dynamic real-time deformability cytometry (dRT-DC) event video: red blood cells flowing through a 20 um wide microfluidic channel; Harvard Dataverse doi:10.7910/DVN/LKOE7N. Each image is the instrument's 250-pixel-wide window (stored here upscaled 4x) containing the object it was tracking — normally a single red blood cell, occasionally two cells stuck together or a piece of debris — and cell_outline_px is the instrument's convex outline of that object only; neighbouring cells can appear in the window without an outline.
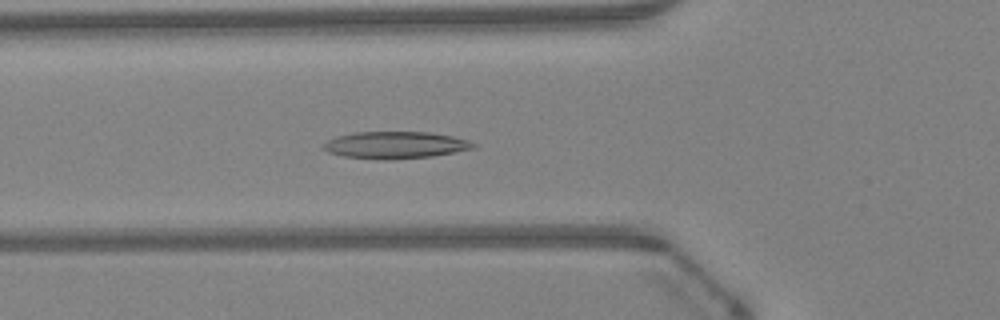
{"species": "Egyptian fruit bat (a non-hibernating species)", "species_latin": "Rousettus aegyptiacus", "temperature_condition": "warm", "stored_images_in_passage": 39, "camera_frame_rate_fps": 3000, "um_per_image_px": 0.085, "animal": {"sex": "female"}, "frame": {"image": 1, "passage_image": 9, "time_ms": 2.667, "image_size_px": [1000, 320], "cell_outline_px": [[476, 148], [432, 156], [388, 160], [380, 160], [344, 156], [328, 152], [320, 148], [328, 140], [336, 136], [356, 132], [428, 132], [452, 136], [468, 140], [476, 144]], "centroid_in_image_um": [33.59, 12.33], "position_along_channel_um": 92.2, "area_um2": 23.64}}
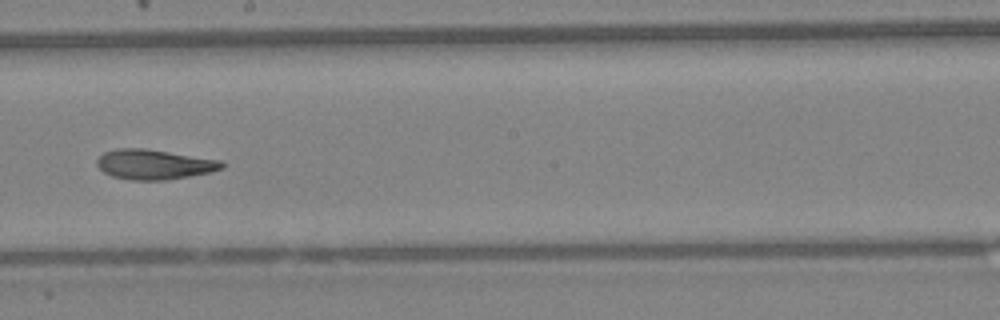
{"frame": {"image": 2, "passage_image": 19, "time_ms": 6.0, "image_size_px": [1000, 320], "cell_outline_px": [[224, 168], [212, 172], [164, 180], [132, 180], [112, 176], [104, 172], [96, 164], [96, 160], [104, 152], [116, 148], [144, 148], [224, 160]], "centroid_in_image_um": [13.13, 13.96], "position_along_channel_um": 235.1, "area_um2": 21.91}}
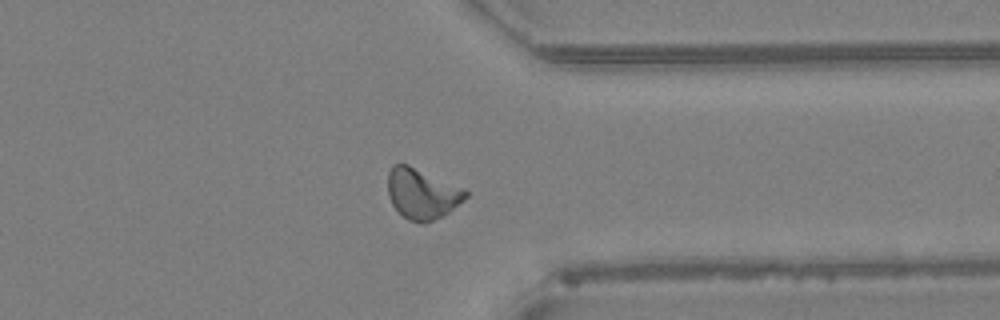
{"frame": {"image": 3, "passage_image": 29, "time_ms": 9.333, "image_size_px": [1000, 320], "cell_outline_px": [[468, 196], [464, 200], [448, 212], [424, 224], [408, 220], [392, 204], [388, 196], [388, 172], [392, 164], [408, 164], [464, 188], [468, 192]], "centroid_in_image_um": [35.86, 16.45], "position_along_channel_um": 375.5, "area_um2": 22.77}, "authors_computed_cell_mechanics": {"area_um2": 22.0218, "velocity_mm_per_s": 4.2952, "shape_relaxation_time_tau1_ms": null, "shape_relaxation_time_tau2_ms": 2.8381, "deformation_change_tau1": null, "deformation_change_tau2": 0.1011}}